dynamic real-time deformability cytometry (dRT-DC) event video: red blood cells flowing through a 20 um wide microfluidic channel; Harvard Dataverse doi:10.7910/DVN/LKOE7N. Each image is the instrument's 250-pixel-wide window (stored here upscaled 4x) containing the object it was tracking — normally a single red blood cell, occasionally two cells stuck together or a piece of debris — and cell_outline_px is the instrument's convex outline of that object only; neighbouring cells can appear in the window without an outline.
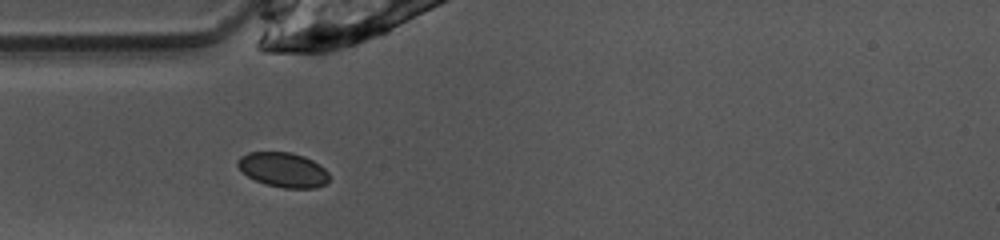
{"species": "common noctule bat (a hibernating species)", "species_latin": "Nyctalus noctula", "temperature_condition": "warm", "stored_images_in_passage": 31, "camera_frame_rate_fps": 3000, "um_per_image_px": 0.085, "animal": {"sex": "female", "body_mass_g": 10.0, "forearm_length_mm": 53.1}, "frame": {"image": 1, "passage_image": 1, "time_ms": 0.0, "image_size_px": [1000, 240], "cell_outline_px": [[328, 180], [324, 184], [316, 188], [284, 188], [264, 184], [248, 176], [236, 164], [236, 160], [240, 156], [248, 152], [292, 152], [304, 156], [312, 160], [324, 168], [328, 172]], "centroid_in_image_um": [24.06, 14.42], "position_along_channel_um": 60.9, "area_um2": 18.5}}
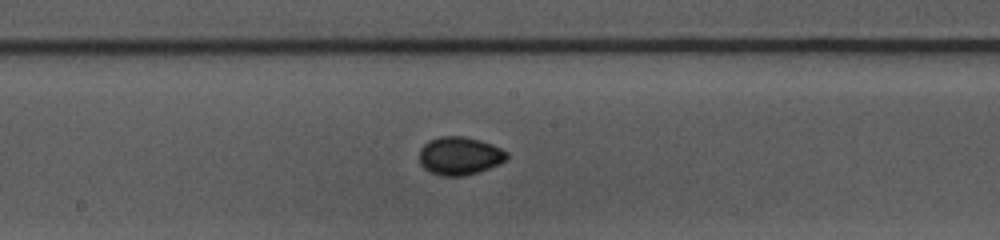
{"frame": {"image": 2, "passage_image": 12, "time_ms": 3.667, "image_size_px": [1000, 240], "cell_outline_px": [[508, 156], [500, 164], [464, 176], [440, 176], [424, 168], [420, 164], [420, 148], [428, 140], [440, 136], [464, 136], [480, 140], [492, 144], [508, 152]], "centroid_in_image_um": [39.06, 13.24], "position_along_channel_um": 209.1, "area_um2": 19.42}}
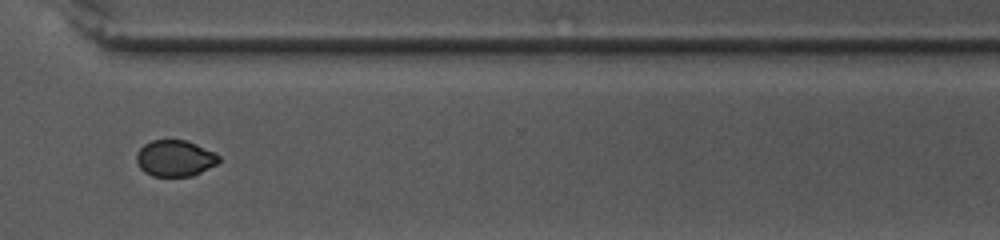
{"frame": {"image": 3, "passage_image": 23, "time_ms": 7.333, "image_size_px": [1000, 240], "cell_outline_px": [[220, 160], [216, 164], [192, 176], [152, 176], [144, 172], [140, 168], [136, 160], [136, 152], [144, 144], [152, 140], [184, 140], [196, 144], [216, 152], [220, 156]], "centroid_in_image_um": [14.86, 13.45], "position_along_channel_um": 355.7, "area_um2": 17.46}}